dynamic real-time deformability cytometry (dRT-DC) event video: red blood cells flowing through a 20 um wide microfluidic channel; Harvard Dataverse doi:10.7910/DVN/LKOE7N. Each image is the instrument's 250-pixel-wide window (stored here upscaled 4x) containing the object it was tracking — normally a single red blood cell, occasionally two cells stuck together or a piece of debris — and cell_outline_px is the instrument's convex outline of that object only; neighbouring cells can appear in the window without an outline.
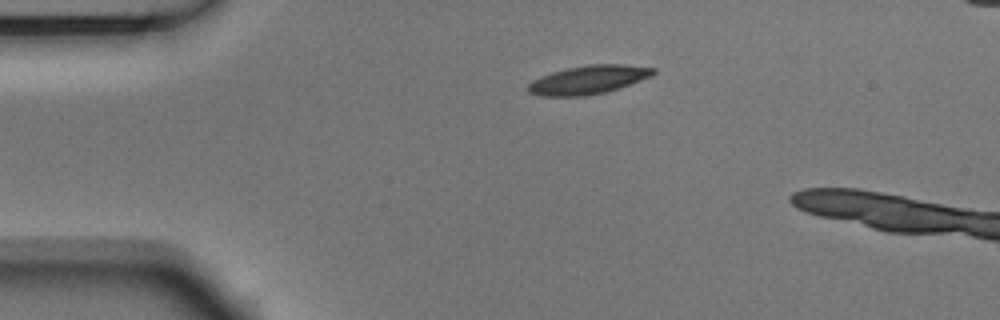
{"species": "Egyptian fruit bat (a non-hibernating species)", "species_latin": "Rousettus aegyptiacus", "temperature_condition": "room temperature", "stored_images_in_passage": 2, "camera_frame_rate_fps": 3000, "um_per_image_px": 0.085, "animal": {"sex": "male"}, "frame": {"image": 1, "passage_image": 1, "time_ms": 0.0, "image_size_px": [1000, 320], "cell_outline_px": [[656, 72], [652, 76], [620, 88], [604, 92], [584, 96], [540, 96], [528, 92], [528, 84], [532, 80], [540, 76], [552, 72], [568, 68], [588, 64], [624, 64], [656, 68]], "centroid_in_image_um": [50.02, 6.77], "position_along_channel_um": 35.0, "area_um2": 20.92}}